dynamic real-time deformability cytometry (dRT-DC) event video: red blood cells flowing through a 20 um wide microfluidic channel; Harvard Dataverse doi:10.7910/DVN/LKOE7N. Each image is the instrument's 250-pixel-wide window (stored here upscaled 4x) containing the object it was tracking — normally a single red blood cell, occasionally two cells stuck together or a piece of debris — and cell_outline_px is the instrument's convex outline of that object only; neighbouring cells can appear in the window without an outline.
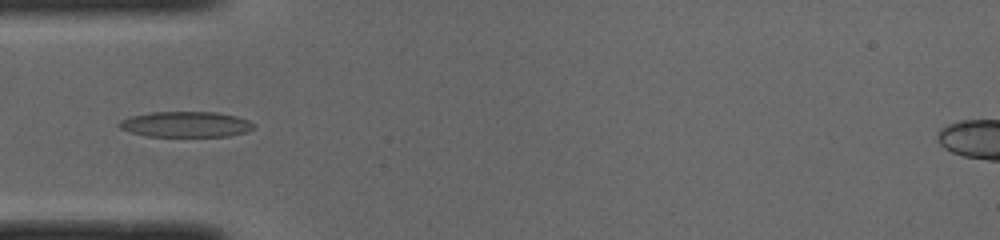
{"species": "common noctule bat (a hibernating species)", "species_latin": "Nyctalus noctula", "temperature_condition": "cold", "stored_images_in_passage": 36, "camera_frame_rate_fps": 3000, "um_per_image_px": 0.085, "animal": {"sex": "male", "body_mass_g": 19.0, "forearm_length_mm": 50.8}, "frame": {"image": 1, "passage_image": 1, "time_ms": 0.0, "image_size_px": [1000, 240], "cell_outline_px": [[256, 128], [244, 132], [228, 136], [148, 136], [132, 132], [120, 128], [120, 120], [132, 116], [152, 112], [216, 112], [236, 116], [248, 120]], "centroid_in_image_um": [15.82, 10.56], "position_along_channel_um": 69.2, "area_um2": 19.77}}
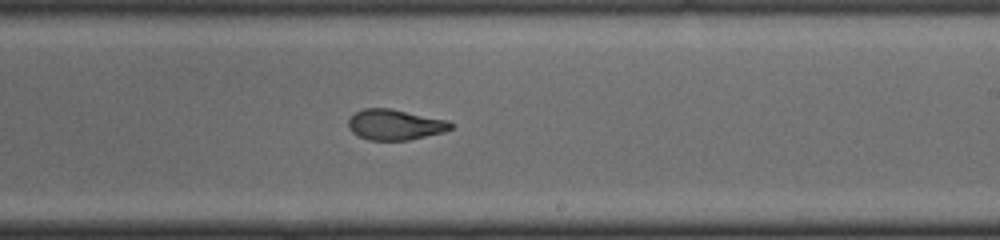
{"frame": {"image": 2, "passage_image": 15, "time_ms": 4.667, "image_size_px": [1000, 240], "cell_outline_px": [[452, 128], [444, 132], [408, 140], [368, 140], [352, 132], [348, 128], [348, 120], [356, 112], [364, 108], [388, 108], [448, 120], [452, 124]], "centroid_in_image_um": [33.56, 10.6], "position_along_channel_um": 255.4, "area_um2": 18.09}}
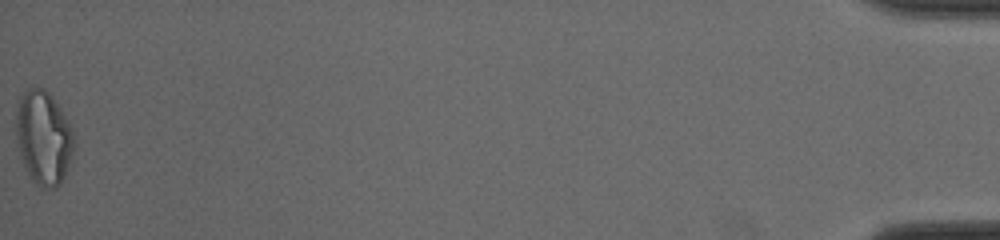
{"frame": {"image": 3, "passage_image": 36, "time_ms": 11.667, "image_size_px": [1000, 240], "cell_outline_px": [[76, 144], [60, 184], [56, 188], [44, 188], [24, 168], [20, 156], [16, 132], [16, 100], [24, 88], [44, 88], [52, 96], [60, 108], [72, 132]], "centroid_in_image_um": [3.67, 11.63], "position_along_channel_um": 431.5, "area_um2": 31.44}}